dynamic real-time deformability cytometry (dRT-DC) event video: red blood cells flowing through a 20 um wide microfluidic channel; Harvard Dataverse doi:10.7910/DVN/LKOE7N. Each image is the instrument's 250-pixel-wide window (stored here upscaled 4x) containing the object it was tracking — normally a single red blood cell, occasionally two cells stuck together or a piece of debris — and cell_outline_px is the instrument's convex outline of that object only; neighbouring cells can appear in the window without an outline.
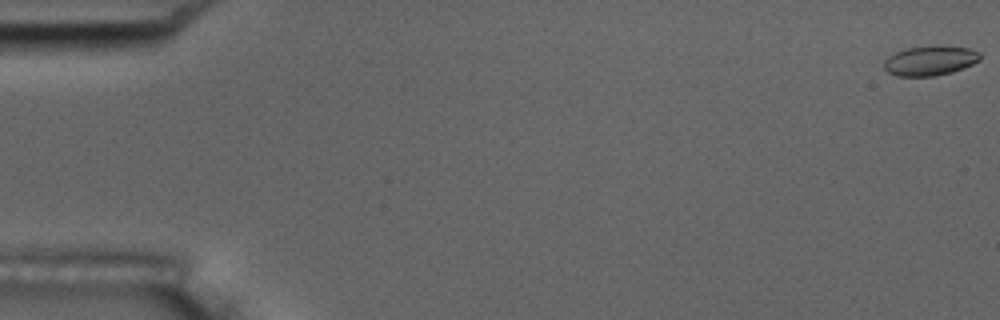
{"species": "common noctule bat (a hibernating species)", "species_latin": "Nyctalus noctula", "temperature_condition": "room temperature", "stored_images_in_passage": 57, "camera_frame_rate_fps": 3000, "um_per_image_px": 0.085, "animal": {"sex": "male", "body_mass_g": 17.5, "forearm_length_mm": 52.3}, "frame": {"image": 1, "passage_image": 1, "time_ms": 0.0, "image_size_px": [1000, 320], "cell_outline_px": [[980, 60], [964, 68], [952, 72], [932, 76], [896, 76], [888, 72], [884, 68], [884, 60], [888, 56], [896, 52], [908, 48], [968, 48], [980, 52]], "centroid_in_image_um": [79.03, 5.2], "position_along_channel_um": 6.0, "area_um2": 15.95}}
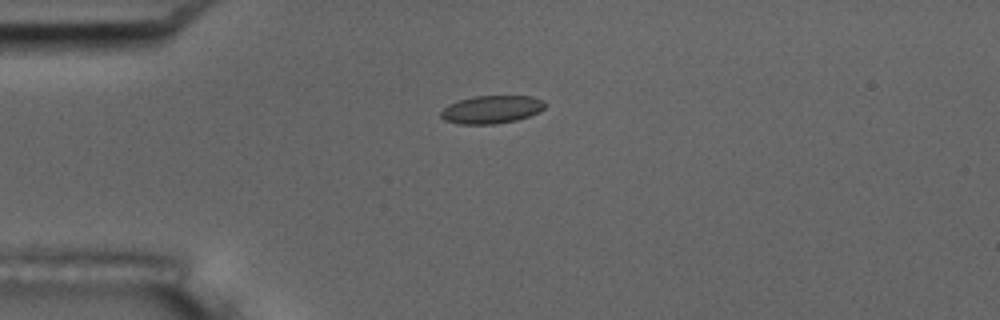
{"frame": {"image": 2, "passage_image": 15, "time_ms": 4.667, "image_size_px": [1000, 320], "cell_outline_px": [[548, 104], [540, 112], [516, 120], [496, 124], [460, 124], [444, 120], [440, 116], [440, 112], [448, 104], [472, 96], [532, 96], [544, 100]], "centroid_in_image_um": [41.81, 9.3], "position_along_channel_um": 43.2, "area_um2": 17.11}}
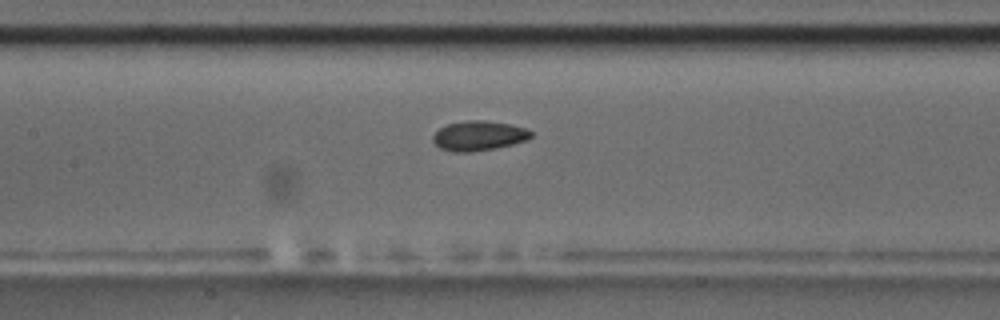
{"frame": {"image": 3, "passage_image": 27, "time_ms": 8.667, "image_size_px": [1000, 320], "cell_outline_px": [[532, 136], [528, 140], [496, 148], [472, 152], [452, 152], [440, 148], [432, 140], [432, 136], [440, 128], [448, 124], [464, 120], [484, 120], [512, 124], [528, 128], [532, 132]], "centroid_in_image_um": [40.72, 11.53], "position_along_channel_um": 166.7, "area_um2": 17.22}, "authors_computed_cell_mechanics": {"area_um2": 16.8776, "velocity_mm_per_s": 3.6238, "shape_relaxation_time_tau1_ms": 7.1192, "shape_relaxation_time_tau2_ms": 2.0333, "deformation_change_tau1": 0.1067, "deformation_change_tau2": 0.0551}}